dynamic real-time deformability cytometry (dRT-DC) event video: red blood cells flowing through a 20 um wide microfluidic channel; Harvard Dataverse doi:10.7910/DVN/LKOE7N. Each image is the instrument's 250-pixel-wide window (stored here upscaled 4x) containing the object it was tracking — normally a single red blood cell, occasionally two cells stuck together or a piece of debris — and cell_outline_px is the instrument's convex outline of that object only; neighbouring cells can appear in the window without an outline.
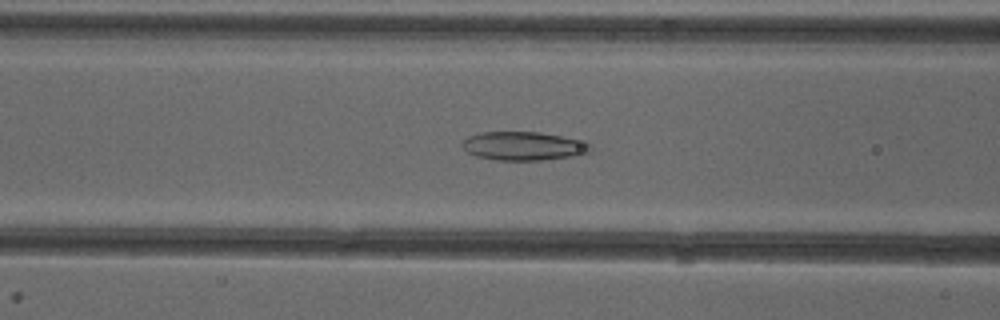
{"species": "common noctule bat (a hibernating species)", "species_latin": "Nyctalus noctula", "temperature_condition": "cold", "stored_images_in_passage": 37, "camera_frame_rate_fps": 3000, "um_per_image_px": 0.085, "animal": {"sex": "female"}, "frame": {"image": 1, "passage_image": 6, "time_ms": 1.667, "image_size_px": [1000, 320], "cell_outline_px": [[592, 152], [576, 156], [540, 160], [496, 160], [476, 156], [468, 152], [460, 144], [468, 136], [480, 132], [540, 132], [588, 140], [592, 144]], "centroid_in_image_um": [44.59, 12.4], "position_along_channel_um": 122.0, "area_um2": 21.85}}
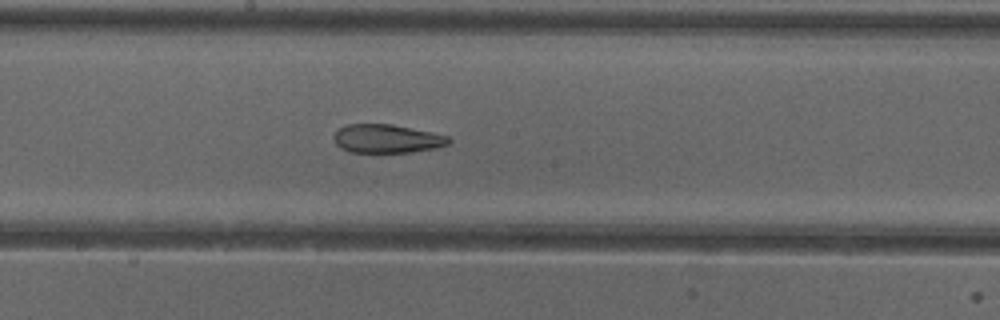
{"frame": {"image": 2, "passage_image": 13, "time_ms": 4.0, "image_size_px": [1000, 320], "cell_outline_px": [[452, 140], [448, 144], [436, 148], [412, 152], [348, 152], [340, 148], [336, 144], [332, 136], [340, 128], [348, 124], [392, 124], [432, 132], [448, 136]], "centroid_in_image_um": [32.88, 11.79], "position_along_channel_um": 215.3, "area_um2": 19.19}}
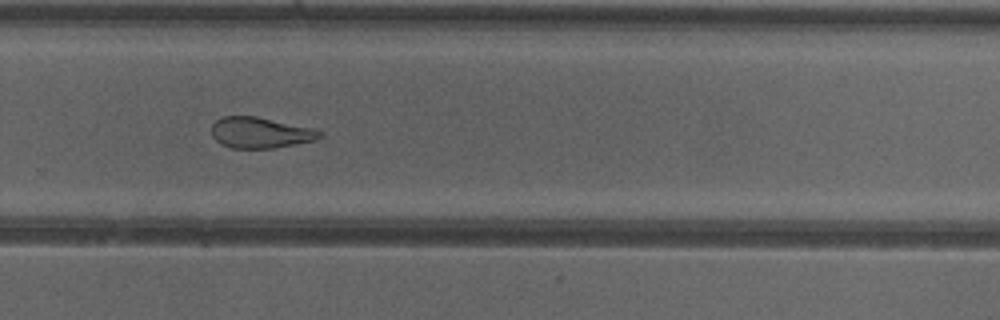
{"frame": {"image": 3, "passage_image": 20, "time_ms": 6.333, "image_size_px": [1000, 320], "cell_outline_px": [[324, 136], [316, 140], [272, 148], [232, 148], [220, 144], [212, 136], [212, 124], [216, 120], [224, 116], [256, 116], [316, 128], [324, 132]], "centroid_in_image_um": [22.17, 11.27], "position_along_channel_um": 307.6, "area_um2": 19.71}, "authors_computed_cell_mechanics": {"area_um2": 21.675, "velocity_mm_per_s": 3.9928, "shape_relaxation_time_tau1_ms": null, "shape_relaxation_time_tau2_ms": 2.1812, "deformation_change_tau1": null, "deformation_change_tau2": 0.0821}}